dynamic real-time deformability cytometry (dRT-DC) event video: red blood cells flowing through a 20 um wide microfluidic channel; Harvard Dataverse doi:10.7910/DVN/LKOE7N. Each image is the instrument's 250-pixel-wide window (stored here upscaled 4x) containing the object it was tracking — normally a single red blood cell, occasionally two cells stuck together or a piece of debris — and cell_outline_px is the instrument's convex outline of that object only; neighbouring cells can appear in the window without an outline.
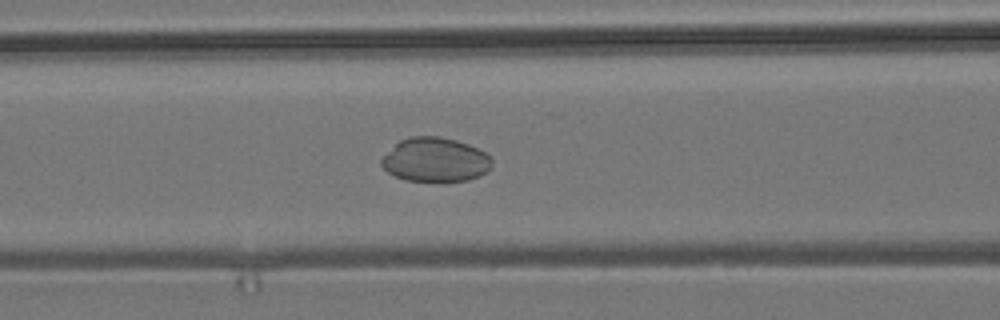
{"species": "common noctule bat (a hibernating species)", "species_latin": "Nyctalus noctula", "temperature_condition": "room temperature", "stored_images_in_passage": 41, "camera_frame_rate_fps": 3000, "um_per_image_px": 0.085, "animal": {"sex": "male", "body_mass_g": 19.2, "forearm_length_mm": 51.8}, "frame": {"image": 1, "passage_image": 14, "time_ms": 4.333, "image_size_px": [1000, 320], "cell_outline_px": [[492, 164], [488, 172], [480, 176], [468, 180], [444, 184], [440, 184], [404, 180], [388, 172], [380, 164], [380, 160], [400, 140], [412, 136], [440, 136], [456, 140], [468, 144], [492, 156]], "centroid_in_image_um": [37.03, 13.63], "position_along_channel_um": 129.6, "area_um2": 29.19}}
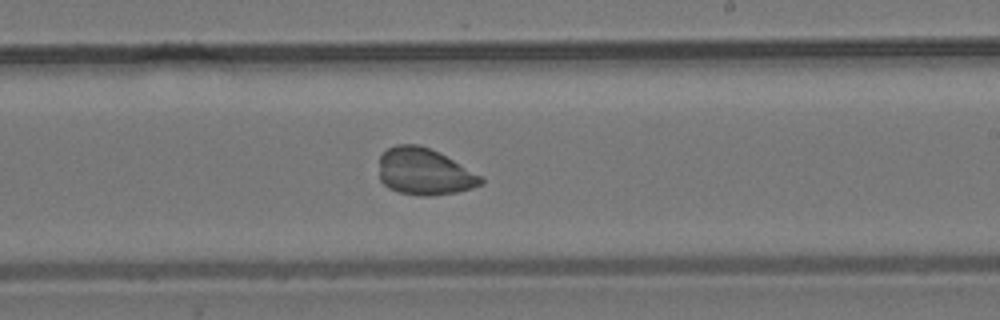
{"frame": {"image": 2, "passage_image": 24, "time_ms": 7.667, "image_size_px": [1000, 320], "cell_outline_px": [[484, 184], [472, 188], [456, 192], [432, 196], [420, 196], [400, 192], [388, 188], [380, 180], [380, 156], [388, 148], [396, 144], [420, 144], [440, 152], [484, 176]], "centroid_in_image_um": [36.12, 14.59], "position_along_channel_um": 252.9, "area_um2": 28.15}}
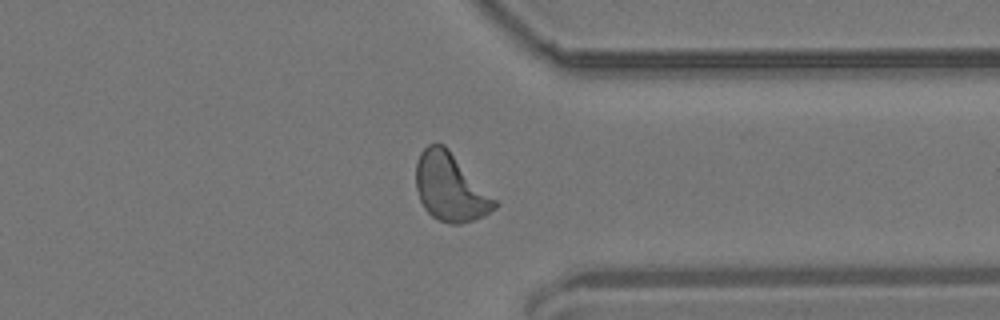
{"frame": {"image": 3, "passage_image": 34, "time_ms": 11.0, "image_size_px": [1000, 320], "cell_outline_px": [[500, 204], [496, 208], [484, 216], [460, 224], [452, 224], [440, 220], [432, 216], [424, 208], [420, 200], [416, 188], [416, 160], [420, 152], [428, 144], [444, 144], [448, 148]], "centroid_in_image_um": [38.27, 15.92], "position_along_channel_um": 373.1, "area_um2": 30.98}, "authors_computed_cell_mechanics": {"area_um2": 29.5936, "velocity_mm_per_s": 3.7087, "shape_relaxation_time_tau1_ms": 2.6744, "shape_relaxation_time_tau2_ms": 3.4865, "deformation_change_tau1": 0.0664, "deformation_change_tau2": 0.0741}}